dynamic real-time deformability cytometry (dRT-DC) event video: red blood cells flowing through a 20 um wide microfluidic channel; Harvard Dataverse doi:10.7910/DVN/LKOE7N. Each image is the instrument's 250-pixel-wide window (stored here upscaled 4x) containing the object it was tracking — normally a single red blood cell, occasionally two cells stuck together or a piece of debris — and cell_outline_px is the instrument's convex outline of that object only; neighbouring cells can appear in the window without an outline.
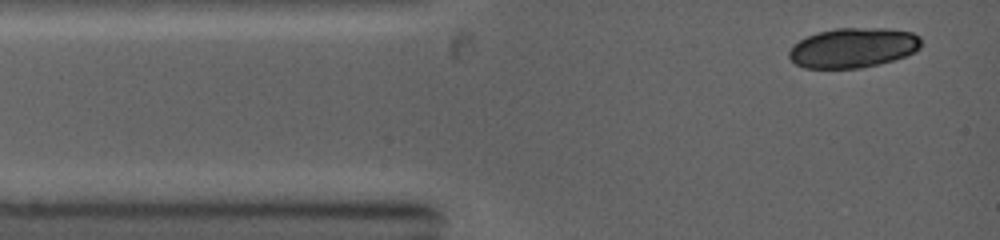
{"species": "common noctule bat (a hibernating species)", "species_latin": "Nyctalus noctula", "temperature_condition": "warm", "stored_images_in_passage": 2, "camera_frame_rate_fps": 5000, "um_per_image_px": 0.085, "animal": {"sex": "female", "body_mass_g": 19.0, "forearm_length_mm": 53.3}, "frame": {"image": 1, "passage_image": 1, "time_ms": 0.0, "image_size_px": [1000, 240], "cell_outline_px": [[920, 48], [916, 52], [880, 64], [860, 68], [804, 68], [796, 64], [788, 56], [788, 52], [792, 44], [816, 32], [836, 28], [884, 28], [912, 32], [920, 36]], "centroid_in_image_um": [72.5, 4.06], "position_along_channel_um": 12.5, "area_um2": 30.81}}